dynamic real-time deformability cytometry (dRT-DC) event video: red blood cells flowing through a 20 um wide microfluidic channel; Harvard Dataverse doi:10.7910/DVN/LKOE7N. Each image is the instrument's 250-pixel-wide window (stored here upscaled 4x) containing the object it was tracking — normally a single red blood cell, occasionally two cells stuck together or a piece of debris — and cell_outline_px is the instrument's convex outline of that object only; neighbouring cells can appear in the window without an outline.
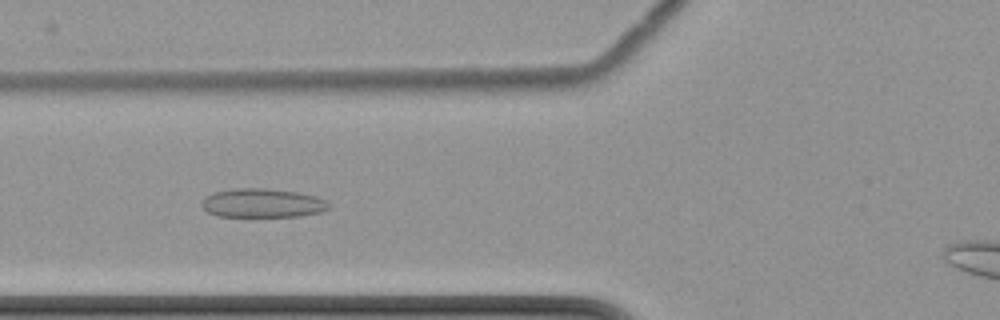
{"species": "common noctule bat (a hibernating species)", "species_latin": "Nyctalus noctula", "temperature_condition": "cold", "stored_images_in_passage": 8, "camera_frame_rate_fps": 3000, "um_per_image_px": 0.085, "animal": {"sex": "female", "body_mass_g": 22.7, "forearm_length_mm": 54.2}, "frame": {"image": 1, "passage_image": 7, "time_ms": 8.667, "image_size_px": [1000, 320], "cell_outline_px": [[332, 208], [320, 212], [300, 216], [216, 216], [208, 212], [200, 204], [204, 196], [212, 192], [236, 188], [264, 188], [296, 192], [316, 196], [328, 200], [332, 204]], "centroid_in_image_um": [22.33, 17.25], "position_along_channel_um": 103.5, "area_um2": 21.68}}
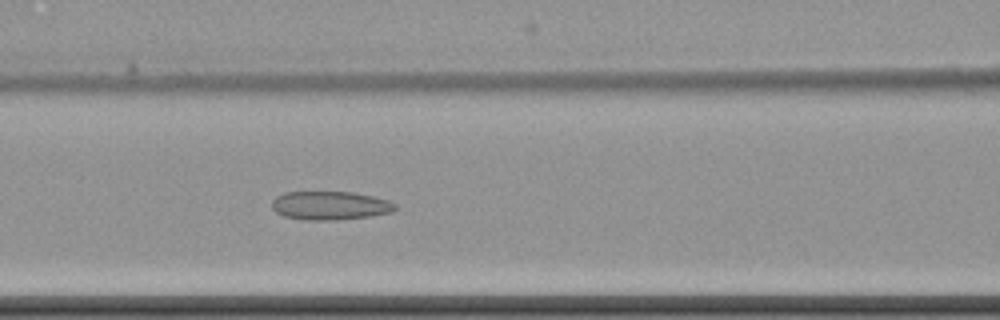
{"frame": {"image": 2, "passage_image": 8, "time_ms": 9.667, "image_size_px": [1000, 320], "cell_outline_px": [[396, 208], [392, 212], [372, 216], [336, 220], [304, 220], [284, 216], [276, 212], [272, 208], [272, 200], [276, 196], [284, 192], [352, 192], [372, 196], [388, 200], [396, 204]], "centroid_in_image_um": [28.05, 17.47], "position_along_channel_um": 138.6, "area_um2": 20.63}}